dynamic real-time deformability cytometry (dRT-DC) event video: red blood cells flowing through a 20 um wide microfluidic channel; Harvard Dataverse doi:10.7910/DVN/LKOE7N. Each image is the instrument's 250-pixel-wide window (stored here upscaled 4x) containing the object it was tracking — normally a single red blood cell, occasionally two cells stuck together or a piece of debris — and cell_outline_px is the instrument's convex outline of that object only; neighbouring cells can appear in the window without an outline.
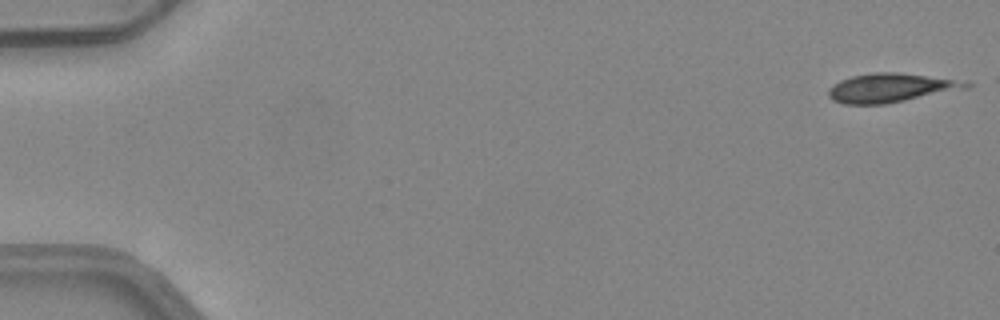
{"species": "common noctule bat (a hibernating species)", "species_latin": "Nyctalus noctula", "temperature_condition": "warm", "stored_images_in_passage": 3, "camera_frame_rate_fps": 3000, "um_per_image_px": 0.085, "animal": {"sex": "female", "body_mass_g": 24.6, "forearm_length_mm": 56.2}, "frame": {"image": 1, "passage_image": 1, "time_ms": 0.0, "image_size_px": [1000, 320], "cell_outline_px": [[972, 84], [968, 88], [884, 104], [844, 104], [832, 100], [828, 96], [828, 88], [832, 84], [840, 80], [852, 76], [876, 72], [896, 72], [968, 80]], "centroid_in_image_um": [75.73, 7.45], "position_along_channel_um": 9.3, "area_um2": 23.35}}